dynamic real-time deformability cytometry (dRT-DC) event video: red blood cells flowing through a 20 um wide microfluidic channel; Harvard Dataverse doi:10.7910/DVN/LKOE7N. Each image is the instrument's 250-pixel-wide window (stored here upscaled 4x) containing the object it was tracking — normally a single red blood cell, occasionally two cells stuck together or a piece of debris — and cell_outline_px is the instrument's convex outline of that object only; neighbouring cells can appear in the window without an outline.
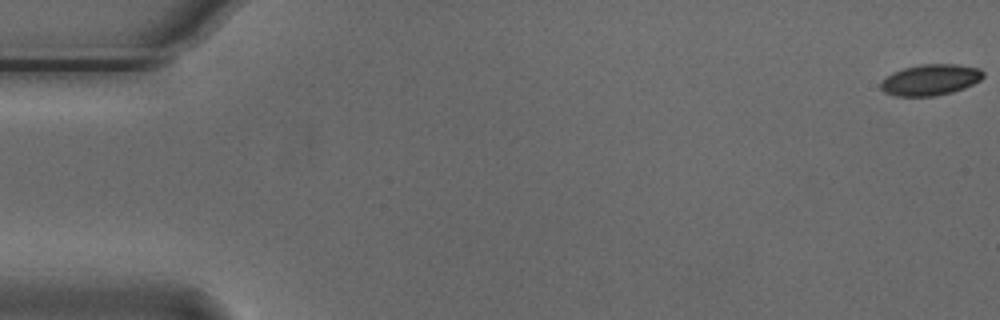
{"species": "Egyptian fruit bat (a non-hibernating species)", "species_latin": "Rousettus aegyptiacus", "temperature_condition": "cold", "stored_images_in_passage": 56, "camera_frame_rate_fps": 3000, "um_per_image_px": 0.085, "animal": {"sex": "male"}, "frame": {"image": 1, "passage_image": 1, "time_ms": 0.0, "image_size_px": [1000, 320], "cell_outline_px": [[984, 76], [980, 80], [964, 88], [952, 92], [936, 96], [896, 96], [884, 92], [880, 88], [880, 80], [892, 72], [904, 68], [920, 64], [956, 64], [980, 68], [984, 72]], "centroid_in_image_um": [79.06, 6.78], "position_along_channel_um": 5.9, "area_um2": 18.73}}
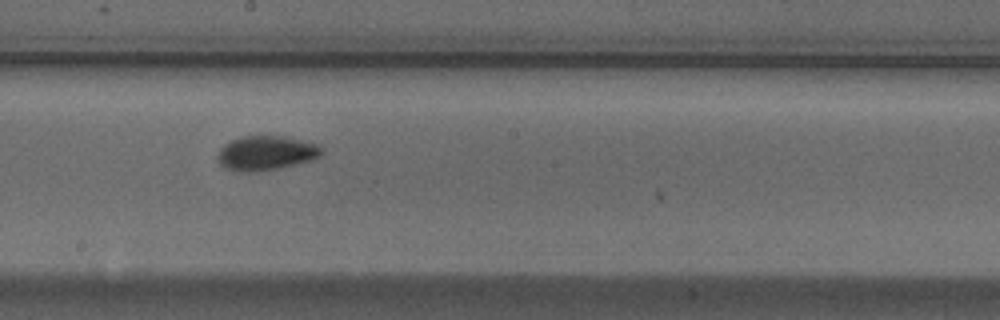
{"frame": {"image": 2, "passage_image": 31, "time_ms": 10.0, "image_size_px": [1000, 320], "cell_outline_px": [[324, 152], [320, 156], [312, 160], [280, 168], [256, 172], [240, 172], [224, 168], [220, 164], [216, 156], [220, 148], [224, 144], [240, 136], [288, 136], [320, 144], [324, 148]], "centroid_in_image_um": [22.64, 13.0], "position_along_channel_um": 225.6, "area_um2": 21.39}}
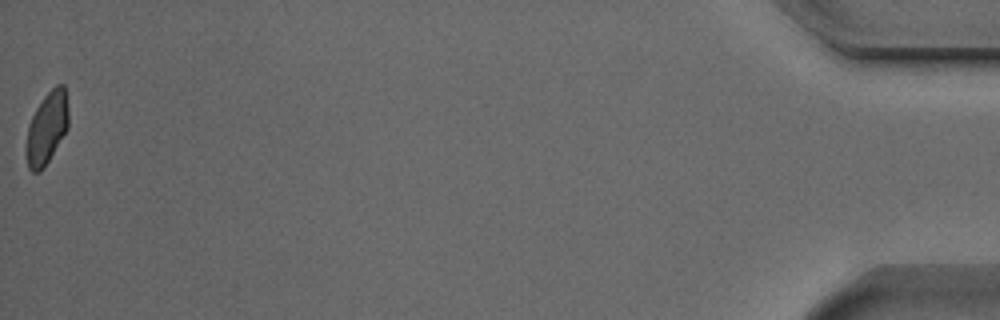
{"frame": {"image": 3, "passage_image": 56, "time_ms": 18.333, "image_size_px": [1000, 320], "cell_outline_px": [[68, 128], [44, 168], [40, 172], [32, 172], [28, 168], [24, 152], [24, 148], [28, 124], [36, 108], [44, 96], [56, 84], [64, 84], [68, 108]], "centroid_in_image_um": [3.95, 10.92], "position_along_channel_um": 431.3, "area_um2": 18.09}, "authors_computed_cell_mechanics": {"area_um2": 19.1318, "velocity_mm_per_s": 3.7131, "shape_relaxation_time_tau1_ms": 4.0971, "shape_relaxation_time_tau2_ms": 1.5268, "deformation_change_tau1": 0.1182, "deformation_change_tau2": 0.0375}}